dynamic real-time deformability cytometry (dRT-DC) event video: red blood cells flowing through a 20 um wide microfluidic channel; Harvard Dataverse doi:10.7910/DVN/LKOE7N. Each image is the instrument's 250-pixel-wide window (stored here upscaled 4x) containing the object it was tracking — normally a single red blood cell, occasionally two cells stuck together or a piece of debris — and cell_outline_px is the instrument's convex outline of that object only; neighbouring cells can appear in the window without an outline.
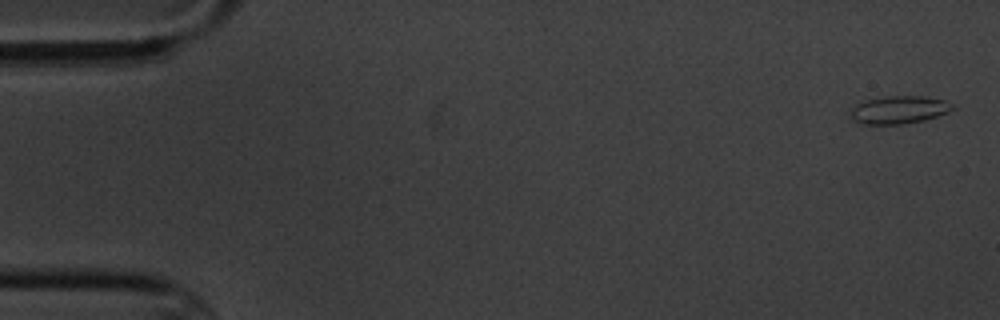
{"species": "common noctule bat (a hibernating species)", "species_latin": "Nyctalus noctula", "temperature_condition": "cold", "stored_images_in_passage": 9, "camera_frame_rate_fps": 3000, "um_per_image_px": 0.085, "animal": {"sex": "male", "body_mass_g": 20.1, "forearm_length_mm": 53.5}, "frame": {"image": 1, "passage_image": 1, "time_ms": 0.0, "image_size_px": [1000, 320], "cell_outline_px": [[956, 108], [948, 112], [924, 120], [904, 124], [864, 124], [852, 120], [848, 112], [852, 108], [868, 100], [888, 96], [924, 96], [944, 100], [952, 104]], "centroid_in_image_um": [76.43, 9.34], "position_along_channel_um": 8.6, "area_um2": 16.42}}
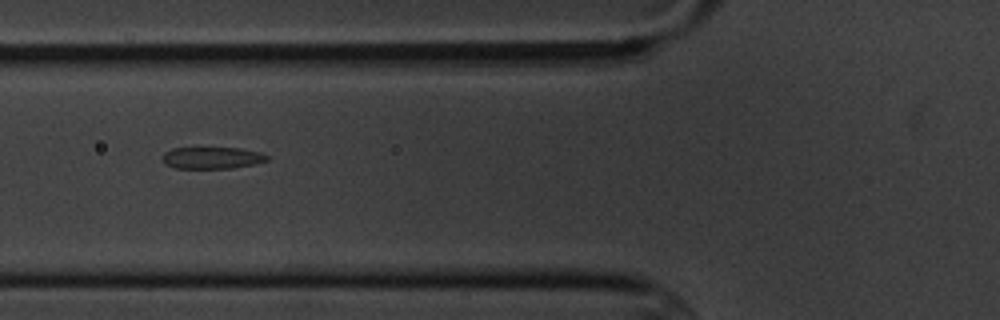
{"frame": {"image": 2, "passage_image": 7, "time_ms": 6.667, "image_size_px": [1000, 320], "cell_outline_px": [[268, 160], [252, 164], [232, 168], [176, 168], [164, 164], [160, 160], [160, 156], [164, 152], [172, 148], [240, 148], [260, 152], [268, 156]], "centroid_in_image_um": [17.94, 13.41], "position_along_channel_um": 107.9, "area_um2": 13.35}}
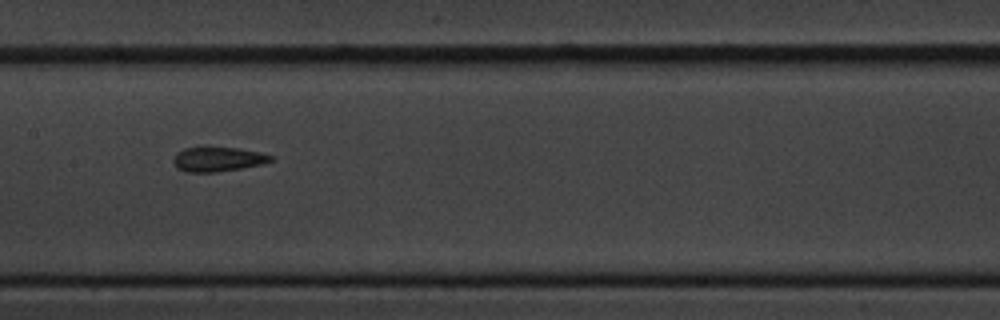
{"frame": {"image": 3, "passage_image": 9, "time_ms": 9.0, "image_size_px": [1000, 320], "cell_outline_px": [[272, 160], [260, 164], [240, 168], [216, 172], [184, 172], [176, 168], [172, 160], [176, 152], [184, 148], [204, 144], [236, 148], [260, 152], [272, 156]], "centroid_in_image_um": [18.41, 13.49], "position_along_channel_um": 189.0, "area_um2": 14.45}}